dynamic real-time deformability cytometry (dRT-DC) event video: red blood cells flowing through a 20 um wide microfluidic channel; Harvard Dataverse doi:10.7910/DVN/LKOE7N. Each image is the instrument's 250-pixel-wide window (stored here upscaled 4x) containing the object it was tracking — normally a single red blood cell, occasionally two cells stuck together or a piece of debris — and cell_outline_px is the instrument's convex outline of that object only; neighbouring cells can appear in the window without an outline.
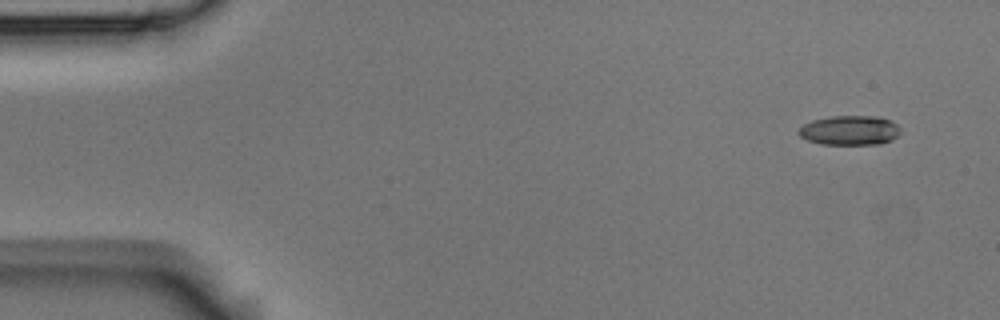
{"species": "Egyptian fruit bat (a non-hibernating species)", "species_latin": "Rousettus aegyptiacus", "temperature_condition": "room temperature", "stored_images_in_passage": 5, "camera_frame_rate_fps": 3000, "um_per_image_px": 0.085, "animal": {"sex": "male"}, "frame": {"image": 1, "passage_image": 1, "time_ms": 0.0, "image_size_px": [1000, 320], "cell_outline_px": [[900, 132], [892, 140], [880, 144], [820, 144], [808, 140], [800, 136], [796, 132], [804, 124], [812, 120], [828, 116], [876, 116], [888, 120], [896, 124], [900, 128]], "centroid_in_image_um": [72.2, 11.08], "position_along_channel_um": 12.8, "area_um2": 17.51}}
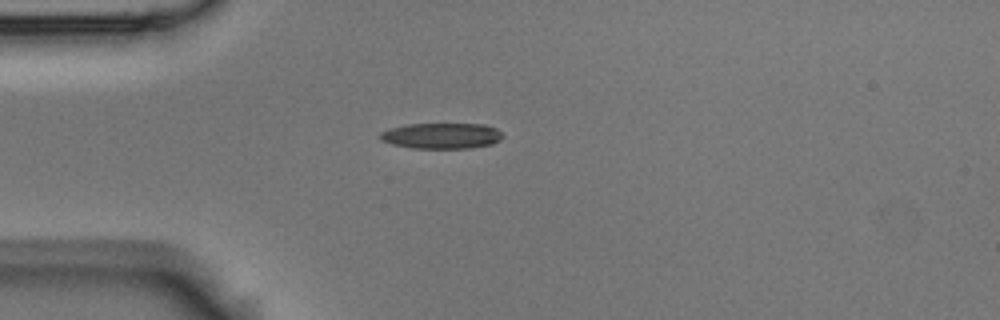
{"frame": {"image": 2, "passage_image": 4, "time_ms": 1.0, "image_size_px": [1000, 320], "cell_outline_px": [[504, 136], [500, 140], [492, 144], [468, 148], [412, 148], [392, 144], [380, 140], [376, 136], [380, 132], [388, 128], [408, 124], [484, 124], [496, 128]], "centroid_in_image_um": [37.49, 11.54], "position_along_channel_um": 47.5, "area_um2": 18.55}}